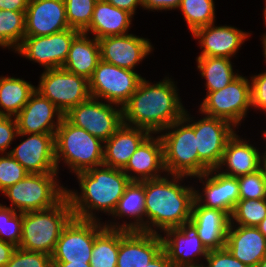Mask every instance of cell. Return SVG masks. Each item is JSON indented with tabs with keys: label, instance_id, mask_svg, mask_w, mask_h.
I'll use <instances>...</instances> for the list:
<instances>
[{
	"label": "cell",
	"instance_id": "43",
	"mask_svg": "<svg viewBox=\"0 0 266 267\" xmlns=\"http://www.w3.org/2000/svg\"><path fill=\"white\" fill-rule=\"evenodd\" d=\"M251 105L254 110L266 111V70L250 77Z\"/></svg>",
	"mask_w": 266,
	"mask_h": 267
},
{
	"label": "cell",
	"instance_id": "44",
	"mask_svg": "<svg viewBox=\"0 0 266 267\" xmlns=\"http://www.w3.org/2000/svg\"><path fill=\"white\" fill-rule=\"evenodd\" d=\"M13 118V119H12ZM18 128L15 117L0 114V154L7 153L12 141L17 137Z\"/></svg>",
	"mask_w": 266,
	"mask_h": 267
},
{
	"label": "cell",
	"instance_id": "6",
	"mask_svg": "<svg viewBox=\"0 0 266 267\" xmlns=\"http://www.w3.org/2000/svg\"><path fill=\"white\" fill-rule=\"evenodd\" d=\"M58 173H28L23 180L2 192L20 213L54 207L66 196V188L58 181Z\"/></svg>",
	"mask_w": 266,
	"mask_h": 267
},
{
	"label": "cell",
	"instance_id": "55",
	"mask_svg": "<svg viewBox=\"0 0 266 267\" xmlns=\"http://www.w3.org/2000/svg\"><path fill=\"white\" fill-rule=\"evenodd\" d=\"M263 15H264L263 16L264 17V24L266 26V0H265V6H264V9H263ZM262 36H261V38H266V33H264Z\"/></svg>",
	"mask_w": 266,
	"mask_h": 267
},
{
	"label": "cell",
	"instance_id": "12",
	"mask_svg": "<svg viewBox=\"0 0 266 267\" xmlns=\"http://www.w3.org/2000/svg\"><path fill=\"white\" fill-rule=\"evenodd\" d=\"M64 117L103 142L123 124L122 107L93 97L71 108Z\"/></svg>",
	"mask_w": 266,
	"mask_h": 267
},
{
	"label": "cell",
	"instance_id": "2",
	"mask_svg": "<svg viewBox=\"0 0 266 267\" xmlns=\"http://www.w3.org/2000/svg\"><path fill=\"white\" fill-rule=\"evenodd\" d=\"M184 178L188 176L165 173L163 177L144 180L145 232L161 234L190 221L195 188L182 185Z\"/></svg>",
	"mask_w": 266,
	"mask_h": 267
},
{
	"label": "cell",
	"instance_id": "29",
	"mask_svg": "<svg viewBox=\"0 0 266 267\" xmlns=\"http://www.w3.org/2000/svg\"><path fill=\"white\" fill-rule=\"evenodd\" d=\"M134 16L105 0H97L89 27L83 32L94 35L97 40L116 35L128 34ZM90 33V34H89Z\"/></svg>",
	"mask_w": 266,
	"mask_h": 267
},
{
	"label": "cell",
	"instance_id": "11",
	"mask_svg": "<svg viewBox=\"0 0 266 267\" xmlns=\"http://www.w3.org/2000/svg\"><path fill=\"white\" fill-rule=\"evenodd\" d=\"M142 78L136 71L100 60L89 79L91 97L123 107Z\"/></svg>",
	"mask_w": 266,
	"mask_h": 267
},
{
	"label": "cell",
	"instance_id": "37",
	"mask_svg": "<svg viewBox=\"0 0 266 267\" xmlns=\"http://www.w3.org/2000/svg\"><path fill=\"white\" fill-rule=\"evenodd\" d=\"M66 18L71 29L84 32L91 23L97 0H64Z\"/></svg>",
	"mask_w": 266,
	"mask_h": 267
},
{
	"label": "cell",
	"instance_id": "28",
	"mask_svg": "<svg viewBox=\"0 0 266 267\" xmlns=\"http://www.w3.org/2000/svg\"><path fill=\"white\" fill-rule=\"evenodd\" d=\"M145 194L144 181H131L126 188L123 196L120 198L118 205L111 215L113 221H105L104 225L109 228H118L124 230H140L145 232ZM123 216V217H122ZM126 217L130 218L128 222L123 221L120 225L117 220ZM116 221V222H115Z\"/></svg>",
	"mask_w": 266,
	"mask_h": 267
},
{
	"label": "cell",
	"instance_id": "57",
	"mask_svg": "<svg viewBox=\"0 0 266 267\" xmlns=\"http://www.w3.org/2000/svg\"><path fill=\"white\" fill-rule=\"evenodd\" d=\"M264 113L266 114V111ZM263 137L266 138V130L263 131Z\"/></svg>",
	"mask_w": 266,
	"mask_h": 267
},
{
	"label": "cell",
	"instance_id": "42",
	"mask_svg": "<svg viewBox=\"0 0 266 267\" xmlns=\"http://www.w3.org/2000/svg\"><path fill=\"white\" fill-rule=\"evenodd\" d=\"M205 262V267H249L236 259L226 247L209 250Z\"/></svg>",
	"mask_w": 266,
	"mask_h": 267
},
{
	"label": "cell",
	"instance_id": "20",
	"mask_svg": "<svg viewBox=\"0 0 266 267\" xmlns=\"http://www.w3.org/2000/svg\"><path fill=\"white\" fill-rule=\"evenodd\" d=\"M63 117L50 100L35 90L15 119L18 133L55 134Z\"/></svg>",
	"mask_w": 266,
	"mask_h": 267
},
{
	"label": "cell",
	"instance_id": "48",
	"mask_svg": "<svg viewBox=\"0 0 266 267\" xmlns=\"http://www.w3.org/2000/svg\"><path fill=\"white\" fill-rule=\"evenodd\" d=\"M16 248V246L0 240V267L6 266Z\"/></svg>",
	"mask_w": 266,
	"mask_h": 267
},
{
	"label": "cell",
	"instance_id": "30",
	"mask_svg": "<svg viewBox=\"0 0 266 267\" xmlns=\"http://www.w3.org/2000/svg\"><path fill=\"white\" fill-rule=\"evenodd\" d=\"M101 60L99 41L80 32L71 42L67 59L62 66L67 72L83 76L88 80Z\"/></svg>",
	"mask_w": 266,
	"mask_h": 267
},
{
	"label": "cell",
	"instance_id": "32",
	"mask_svg": "<svg viewBox=\"0 0 266 267\" xmlns=\"http://www.w3.org/2000/svg\"><path fill=\"white\" fill-rule=\"evenodd\" d=\"M196 62L207 93L223 89L240 75L234 72L230 58L198 56Z\"/></svg>",
	"mask_w": 266,
	"mask_h": 267
},
{
	"label": "cell",
	"instance_id": "17",
	"mask_svg": "<svg viewBox=\"0 0 266 267\" xmlns=\"http://www.w3.org/2000/svg\"><path fill=\"white\" fill-rule=\"evenodd\" d=\"M197 178L203 185L202 192L194 190V200L207 208L224 211L229 217L239 201V183L237 177L224 175L211 169Z\"/></svg>",
	"mask_w": 266,
	"mask_h": 267
},
{
	"label": "cell",
	"instance_id": "18",
	"mask_svg": "<svg viewBox=\"0 0 266 267\" xmlns=\"http://www.w3.org/2000/svg\"><path fill=\"white\" fill-rule=\"evenodd\" d=\"M98 41L102 61L133 71L154 50L148 38L132 33L107 36Z\"/></svg>",
	"mask_w": 266,
	"mask_h": 267
},
{
	"label": "cell",
	"instance_id": "53",
	"mask_svg": "<svg viewBox=\"0 0 266 267\" xmlns=\"http://www.w3.org/2000/svg\"><path fill=\"white\" fill-rule=\"evenodd\" d=\"M262 47H263V56L265 57V63H266V38H262Z\"/></svg>",
	"mask_w": 266,
	"mask_h": 267
},
{
	"label": "cell",
	"instance_id": "16",
	"mask_svg": "<svg viewBox=\"0 0 266 267\" xmlns=\"http://www.w3.org/2000/svg\"><path fill=\"white\" fill-rule=\"evenodd\" d=\"M23 140V137H27ZM22 142L10 153L30 174L58 173L55 158V134H22Z\"/></svg>",
	"mask_w": 266,
	"mask_h": 267
},
{
	"label": "cell",
	"instance_id": "33",
	"mask_svg": "<svg viewBox=\"0 0 266 267\" xmlns=\"http://www.w3.org/2000/svg\"><path fill=\"white\" fill-rule=\"evenodd\" d=\"M119 229L104 227L94 240L91 267H117Z\"/></svg>",
	"mask_w": 266,
	"mask_h": 267
},
{
	"label": "cell",
	"instance_id": "10",
	"mask_svg": "<svg viewBox=\"0 0 266 267\" xmlns=\"http://www.w3.org/2000/svg\"><path fill=\"white\" fill-rule=\"evenodd\" d=\"M36 87L64 115L73 107L91 97L89 80L67 72L64 68L44 70Z\"/></svg>",
	"mask_w": 266,
	"mask_h": 267
},
{
	"label": "cell",
	"instance_id": "38",
	"mask_svg": "<svg viewBox=\"0 0 266 267\" xmlns=\"http://www.w3.org/2000/svg\"><path fill=\"white\" fill-rule=\"evenodd\" d=\"M21 229L22 213L0 203V240L19 247Z\"/></svg>",
	"mask_w": 266,
	"mask_h": 267
},
{
	"label": "cell",
	"instance_id": "36",
	"mask_svg": "<svg viewBox=\"0 0 266 267\" xmlns=\"http://www.w3.org/2000/svg\"><path fill=\"white\" fill-rule=\"evenodd\" d=\"M266 217V198L264 199H239L229 225L257 227Z\"/></svg>",
	"mask_w": 266,
	"mask_h": 267
},
{
	"label": "cell",
	"instance_id": "45",
	"mask_svg": "<svg viewBox=\"0 0 266 267\" xmlns=\"http://www.w3.org/2000/svg\"><path fill=\"white\" fill-rule=\"evenodd\" d=\"M181 0H142L144 10L170 11L178 9Z\"/></svg>",
	"mask_w": 266,
	"mask_h": 267
},
{
	"label": "cell",
	"instance_id": "31",
	"mask_svg": "<svg viewBox=\"0 0 266 267\" xmlns=\"http://www.w3.org/2000/svg\"><path fill=\"white\" fill-rule=\"evenodd\" d=\"M35 90L36 86L23 78L0 76V114L15 117Z\"/></svg>",
	"mask_w": 266,
	"mask_h": 267
},
{
	"label": "cell",
	"instance_id": "24",
	"mask_svg": "<svg viewBox=\"0 0 266 267\" xmlns=\"http://www.w3.org/2000/svg\"><path fill=\"white\" fill-rule=\"evenodd\" d=\"M235 133L227 142L219 166L220 173L238 177L253 173L261 168L262 153L254 144ZM225 167V169H224Z\"/></svg>",
	"mask_w": 266,
	"mask_h": 267
},
{
	"label": "cell",
	"instance_id": "25",
	"mask_svg": "<svg viewBox=\"0 0 266 267\" xmlns=\"http://www.w3.org/2000/svg\"><path fill=\"white\" fill-rule=\"evenodd\" d=\"M225 247L240 262L255 267L266 255V237L257 227L229 225Z\"/></svg>",
	"mask_w": 266,
	"mask_h": 267
},
{
	"label": "cell",
	"instance_id": "13",
	"mask_svg": "<svg viewBox=\"0 0 266 267\" xmlns=\"http://www.w3.org/2000/svg\"><path fill=\"white\" fill-rule=\"evenodd\" d=\"M101 223L73 217L61 232L52 262L90 264L95 236L105 227Z\"/></svg>",
	"mask_w": 266,
	"mask_h": 267
},
{
	"label": "cell",
	"instance_id": "19",
	"mask_svg": "<svg viewBox=\"0 0 266 267\" xmlns=\"http://www.w3.org/2000/svg\"><path fill=\"white\" fill-rule=\"evenodd\" d=\"M162 250L160 233L119 229L117 267H146Z\"/></svg>",
	"mask_w": 266,
	"mask_h": 267
},
{
	"label": "cell",
	"instance_id": "40",
	"mask_svg": "<svg viewBox=\"0 0 266 267\" xmlns=\"http://www.w3.org/2000/svg\"><path fill=\"white\" fill-rule=\"evenodd\" d=\"M28 172L10 153L0 156V193L23 180Z\"/></svg>",
	"mask_w": 266,
	"mask_h": 267
},
{
	"label": "cell",
	"instance_id": "22",
	"mask_svg": "<svg viewBox=\"0 0 266 267\" xmlns=\"http://www.w3.org/2000/svg\"><path fill=\"white\" fill-rule=\"evenodd\" d=\"M251 34L226 24L215 26V23H212L198 28L192 36L198 40L202 48L199 56L232 59Z\"/></svg>",
	"mask_w": 266,
	"mask_h": 267
},
{
	"label": "cell",
	"instance_id": "56",
	"mask_svg": "<svg viewBox=\"0 0 266 267\" xmlns=\"http://www.w3.org/2000/svg\"><path fill=\"white\" fill-rule=\"evenodd\" d=\"M182 267H205L204 263L202 264H197V265H187V266H182Z\"/></svg>",
	"mask_w": 266,
	"mask_h": 267
},
{
	"label": "cell",
	"instance_id": "35",
	"mask_svg": "<svg viewBox=\"0 0 266 267\" xmlns=\"http://www.w3.org/2000/svg\"><path fill=\"white\" fill-rule=\"evenodd\" d=\"M178 9L187 21V26L193 34L198 28L215 23L214 0H181Z\"/></svg>",
	"mask_w": 266,
	"mask_h": 267
},
{
	"label": "cell",
	"instance_id": "50",
	"mask_svg": "<svg viewBox=\"0 0 266 267\" xmlns=\"http://www.w3.org/2000/svg\"><path fill=\"white\" fill-rule=\"evenodd\" d=\"M52 267H91V265L72 262H52Z\"/></svg>",
	"mask_w": 266,
	"mask_h": 267
},
{
	"label": "cell",
	"instance_id": "34",
	"mask_svg": "<svg viewBox=\"0 0 266 267\" xmlns=\"http://www.w3.org/2000/svg\"><path fill=\"white\" fill-rule=\"evenodd\" d=\"M25 12L0 10V48L16 50L25 37Z\"/></svg>",
	"mask_w": 266,
	"mask_h": 267
},
{
	"label": "cell",
	"instance_id": "14",
	"mask_svg": "<svg viewBox=\"0 0 266 267\" xmlns=\"http://www.w3.org/2000/svg\"><path fill=\"white\" fill-rule=\"evenodd\" d=\"M79 33L69 28L48 36H25L15 53L39 63L44 70L60 68L67 59L71 42Z\"/></svg>",
	"mask_w": 266,
	"mask_h": 267
},
{
	"label": "cell",
	"instance_id": "5",
	"mask_svg": "<svg viewBox=\"0 0 266 267\" xmlns=\"http://www.w3.org/2000/svg\"><path fill=\"white\" fill-rule=\"evenodd\" d=\"M73 217L67 196L52 208L22 213L19 248L52 255L63 228Z\"/></svg>",
	"mask_w": 266,
	"mask_h": 267
},
{
	"label": "cell",
	"instance_id": "9",
	"mask_svg": "<svg viewBox=\"0 0 266 267\" xmlns=\"http://www.w3.org/2000/svg\"><path fill=\"white\" fill-rule=\"evenodd\" d=\"M250 108V80L239 75L223 89L206 93L200 103L199 112L201 115L224 119L238 128Z\"/></svg>",
	"mask_w": 266,
	"mask_h": 267
},
{
	"label": "cell",
	"instance_id": "8",
	"mask_svg": "<svg viewBox=\"0 0 266 267\" xmlns=\"http://www.w3.org/2000/svg\"><path fill=\"white\" fill-rule=\"evenodd\" d=\"M186 110L184 118L194 127L197 152L198 175L216 169L222 159L228 140L236 133L230 122L205 115L198 121Z\"/></svg>",
	"mask_w": 266,
	"mask_h": 267
},
{
	"label": "cell",
	"instance_id": "41",
	"mask_svg": "<svg viewBox=\"0 0 266 267\" xmlns=\"http://www.w3.org/2000/svg\"><path fill=\"white\" fill-rule=\"evenodd\" d=\"M5 267H52L51 255L16 248Z\"/></svg>",
	"mask_w": 266,
	"mask_h": 267
},
{
	"label": "cell",
	"instance_id": "3",
	"mask_svg": "<svg viewBox=\"0 0 266 267\" xmlns=\"http://www.w3.org/2000/svg\"><path fill=\"white\" fill-rule=\"evenodd\" d=\"M80 193L66 188L73 216L101 222L96 212L112 215L131 180L121 170L100 165L75 174ZM96 210V211H95Z\"/></svg>",
	"mask_w": 266,
	"mask_h": 267
},
{
	"label": "cell",
	"instance_id": "1",
	"mask_svg": "<svg viewBox=\"0 0 266 267\" xmlns=\"http://www.w3.org/2000/svg\"><path fill=\"white\" fill-rule=\"evenodd\" d=\"M173 79L165 76L151 83L144 77L128 102L122 107L123 124L160 134L186 111Z\"/></svg>",
	"mask_w": 266,
	"mask_h": 267
},
{
	"label": "cell",
	"instance_id": "54",
	"mask_svg": "<svg viewBox=\"0 0 266 267\" xmlns=\"http://www.w3.org/2000/svg\"><path fill=\"white\" fill-rule=\"evenodd\" d=\"M255 267H266V255L260 260Z\"/></svg>",
	"mask_w": 266,
	"mask_h": 267
},
{
	"label": "cell",
	"instance_id": "7",
	"mask_svg": "<svg viewBox=\"0 0 266 267\" xmlns=\"http://www.w3.org/2000/svg\"><path fill=\"white\" fill-rule=\"evenodd\" d=\"M162 132L159 135L163 142L166 174L190 178L198 176V152L194 127L183 117Z\"/></svg>",
	"mask_w": 266,
	"mask_h": 267
},
{
	"label": "cell",
	"instance_id": "52",
	"mask_svg": "<svg viewBox=\"0 0 266 267\" xmlns=\"http://www.w3.org/2000/svg\"><path fill=\"white\" fill-rule=\"evenodd\" d=\"M264 140L266 141V138ZM265 149H266V145H265ZM261 167L263 168L265 175H266V150L262 152Z\"/></svg>",
	"mask_w": 266,
	"mask_h": 267
},
{
	"label": "cell",
	"instance_id": "23",
	"mask_svg": "<svg viewBox=\"0 0 266 267\" xmlns=\"http://www.w3.org/2000/svg\"><path fill=\"white\" fill-rule=\"evenodd\" d=\"M122 171L131 181L141 182L163 177L164 168L163 142L150 134L137 148ZM162 172V173H161Z\"/></svg>",
	"mask_w": 266,
	"mask_h": 267
},
{
	"label": "cell",
	"instance_id": "21",
	"mask_svg": "<svg viewBox=\"0 0 266 267\" xmlns=\"http://www.w3.org/2000/svg\"><path fill=\"white\" fill-rule=\"evenodd\" d=\"M69 28L64 0H29L25 36H48Z\"/></svg>",
	"mask_w": 266,
	"mask_h": 267
},
{
	"label": "cell",
	"instance_id": "26",
	"mask_svg": "<svg viewBox=\"0 0 266 267\" xmlns=\"http://www.w3.org/2000/svg\"><path fill=\"white\" fill-rule=\"evenodd\" d=\"M190 221L208 250L222 249L226 245L230 217L222 210L200 206L195 200Z\"/></svg>",
	"mask_w": 266,
	"mask_h": 267
},
{
	"label": "cell",
	"instance_id": "15",
	"mask_svg": "<svg viewBox=\"0 0 266 267\" xmlns=\"http://www.w3.org/2000/svg\"><path fill=\"white\" fill-rule=\"evenodd\" d=\"M162 233L163 250L175 267L202 264L209 253L191 221L176 228H168Z\"/></svg>",
	"mask_w": 266,
	"mask_h": 267
},
{
	"label": "cell",
	"instance_id": "46",
	"mask_svg": "<svg viewBox=\"0 0 266 267\" xmlns=\"http://www.w3.org/2000/svg\"><path fill=\"white\" fill-rule=\"evenodd\" d=\"M106 2L110 3L111 5L125 10L131 13L133 16L136 13V8H143L142 0H105Z\"/></svg>",
	"mask_w": 266,
	"mask_h": 267
},
{
	"label": "cell",
	"instance_id": "39",
	"mask_svg": "<svg viewBox=\"0 0 266 267\" xmlns=\"http://www.w3.org/2000/svg\"><path fill=\"white\" fill-rule=\"evenodd\" d=\"M239 183V199L266 198V175L261 167L253 173L237 177Z\"/></svg>",
	"mask_w": 266,
	"mask_h": 267
},
{
	"label": "cell",
	"instance_id": "27",
	"mask_svg": "<svg viewBox=\"0 0 266 267\" xmlns=\"http://www.w3.org/2000/svg\"><path fill=\"white\" fill-rule=\"evenodd\" d=\"M150 135L145 129L122 124L116 132L104 142L103 164L123 169L139 145Z\"/></svg>",
	"mask_w": 266,
	"mask_h": 267
},
{
	"label": "cell",
	"instance_id": "4",
	"mask_svg": "<svg viewBox=\"0 0 266 267\" xmlns=\"http://www.w3.org/2000/svg\"><path fill=\"white\" fill-rule=\"evenodd\" d=\"M55 158L58 173L62 161L74 174L86 171L103 165L104 142L63 117L55 133Z\"/></svg>",
	"mask_w": 266,
	"mask_h": 267
},
{
	"label": "cell",
	"instance_id": "49",
	"mask_svg": "<svg viewBox=\"0 0 266 267\" xmlns=\"http://www.w3.org/2000/svg\"><path fill=\"white\" fill-rule=\"evenodd\" d=\"M146 267H175V265L169 260L166 252L162 250Z\"/></svg>",
	"mask_w": 266,
	"mask_h": 267
},
{
	"label": "cell",
	"instance_id": "51",
	"mask_svg": "<svg viewBox=\"0 0 266 267\" xmlns=\"http://www.w3.org/2000/svg\"><path fill=\"white\" fill-rule=\"evenodd\" d=\"M257 228L266 237V217L260 222Z\"/></svg>",
	"mask_w": 266,
	"mask_h": 267
},
{
	"label": "cell",
	"instance_id": "47",
	"mask_svg": "<svg viewBox=\"0 0 266 267\" xmlns=\"http://www.w3.org/2000/svg\"><path fill=\"white\" fill-rule=\"evenodd\" d=\"M29 0H0V10L26 11Z\"/></svg>",
	"mask_w": 266,
	"mask_h": 267
}]
</instances>
